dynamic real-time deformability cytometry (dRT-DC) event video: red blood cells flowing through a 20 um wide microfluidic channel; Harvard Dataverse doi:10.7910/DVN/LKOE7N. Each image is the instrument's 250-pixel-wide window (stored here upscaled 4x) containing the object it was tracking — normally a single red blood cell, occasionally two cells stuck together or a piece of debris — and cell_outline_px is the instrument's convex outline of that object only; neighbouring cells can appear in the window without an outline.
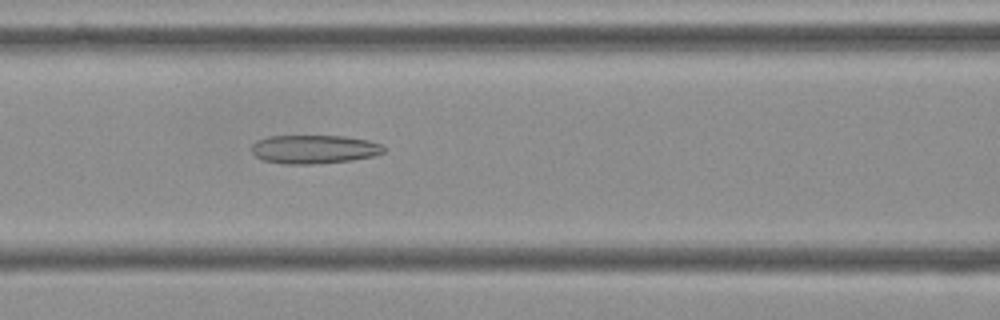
{"species": "Egyptian fruit bat (a non-hibernating species)", "species_latin": "Rousettus aegyptiacus", "temperature_condition": "cold", "stored_images_in_passage": 55, "camera_frame_rate_fps": 3000, "um_per_image_px": 0.085, "frame": {"image": 1, "passage_image": 23, "time_ms": 7.333, "image_size_px": [1000, 320], "cell_outline_px": [[384, 152], [376, 156], [352, 160], [316, 164], [284, 164], [264, 160], [256, 156], [252, 152], [252, 144], [256, 140], [268, 136], [344, 136], [368, 140], [380, 144], [384, 148]], "centroid_in_image_um": [26.7, 12.69], "position_along_channel_um": 139.9, "area_um2": 22.14}}
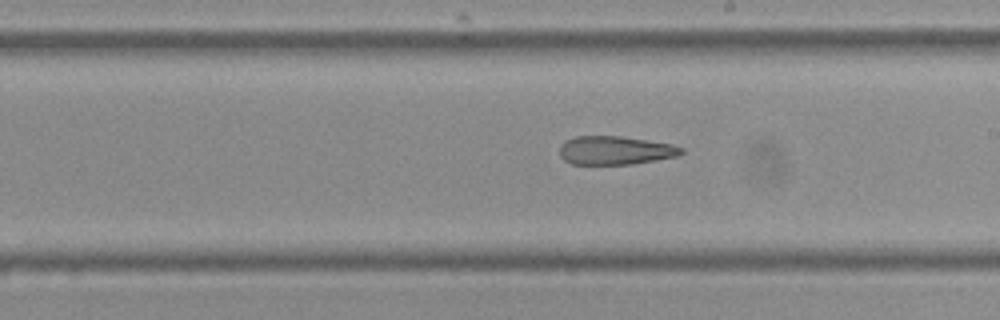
{"frame": {"image": 2, "passage_image": 31, "time_ms": 10.0, "image_size_px": [1000, 320], "cell_outline_px": [[684, 152], [680, 156], [632, 164], [572, 164], [564, 160], [560, 156], [560, 144], [564, 140], [576, 136], [620, 136], [672, 144], [684, 148]], "centroid_in_image_um": [52.3, 12.78], "position_along_channel_um": 236.7, "area_um2": 20.4}}
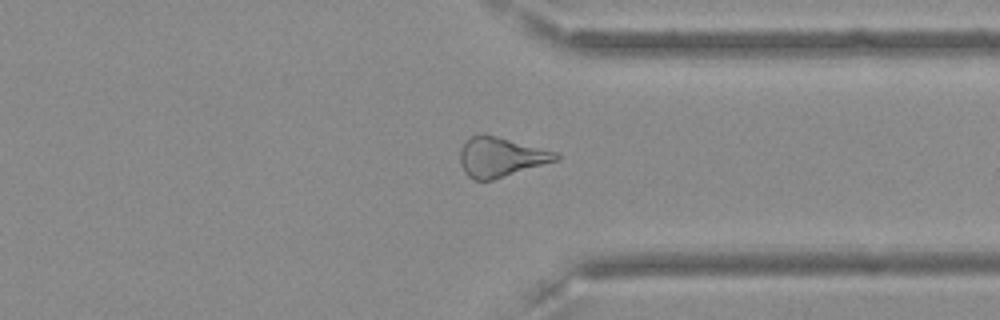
{"frame": {"image": 3, "passage_image": 42, "time_ms": 13.667, "image_size_px": [1000, 320], "cell_outline_px": [[560, 160], [492, 180], [476, 180], [468, 176], [464, 172], [460, 164], [460, 152], [464, 144], [472, 136], [484, 132], [556, 152], [560, 156]], "centroid_in_image_um": [42.57, 13.34], "position_along_channel_um": 368.8, "area_um2": 22.2}, "authors_computed_cell_mechanics": {"area_um2": 23.5824, "velocity_mm_per_s": 3.634, "shape_relaxation_time_tau1_ms": null, "shape_relaxation_time_tau2_ms": 8.2909, "deformation_change_tau1": null, "deformation_change_tau2": 0.2208}}